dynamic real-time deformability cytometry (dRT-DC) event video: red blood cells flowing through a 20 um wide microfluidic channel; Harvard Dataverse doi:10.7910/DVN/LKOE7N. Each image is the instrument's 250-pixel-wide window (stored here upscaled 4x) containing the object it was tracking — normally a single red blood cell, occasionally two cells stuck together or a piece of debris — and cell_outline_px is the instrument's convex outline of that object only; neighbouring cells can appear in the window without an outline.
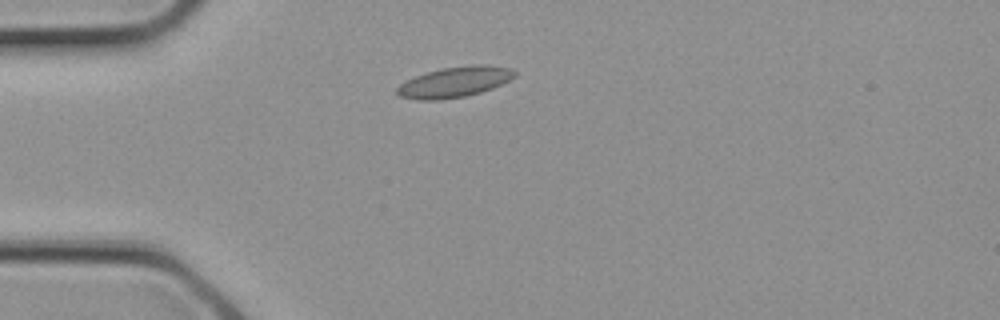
{"species": "common noctule bat (a hibernating species)", "species_latin": "Nyctalus noctula", "temperature_condition": "cold", "stored_images_in_passage": 1, "camera_frame_rate_fps": 3000, "um_per_image_px": 0.085, "animal": {"sex": "female", "body_mass_g": 21.9}, "frame": {"image": 1, "passage_image": 1, "time_ms": 0.0, "image_size_px": [1000, 320], "cell_outline_px": [[516, 76], [492, 88], [480, 92], [464, 96], [440, 100], [416, 100], [400, 96], [396, 92], [396, 88], [400, 84], [416, 76], [428, 72], [444, 68], [468, 64], [488, 64], [512, 68], [516, 72]], "centroid_in_image_um": [38.66, 6.96], "position_along_channel_um": 46.3, "area_um2": 20.87}}